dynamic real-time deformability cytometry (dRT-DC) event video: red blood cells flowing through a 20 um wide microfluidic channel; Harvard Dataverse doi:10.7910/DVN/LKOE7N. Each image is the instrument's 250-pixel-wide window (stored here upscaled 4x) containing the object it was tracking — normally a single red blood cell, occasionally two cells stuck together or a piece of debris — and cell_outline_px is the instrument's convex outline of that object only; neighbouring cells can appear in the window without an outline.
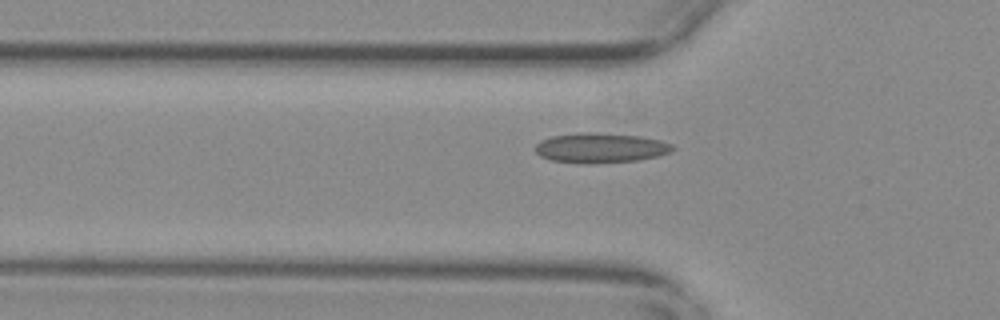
{"species": "common noctule bat (a hibernating species)", "species_latin": "Nyctalus noctula", "temperature_condition": "warm", "stored_images_in_passage": 37, "camera_frame_rate_fps": 3000, "um_per_image_px": 0.085, "animal": {"sex": "female", "body_mass_g": 29.2, "forearm_length_mm": 56.3}, "frame": {"image": 1, "passage_image": 6, "time_ms": 1.667, "image_size_px": [1000, 320], "cell_outline_px": [[676, 148], [668, 152], [656, 156], [636, 160], [592, 164], [580, 164], [552, 160], [540, 156], [536, 152], [536, 144], [540, 140], [552, 136], [580, 132], [592, 132], [640, 136], [660, 140], [672, 144]], "centroid_in_image_um": [51.01, 12.57], "position_along_channel_um": 74.8, "area_um2": 23.93}}
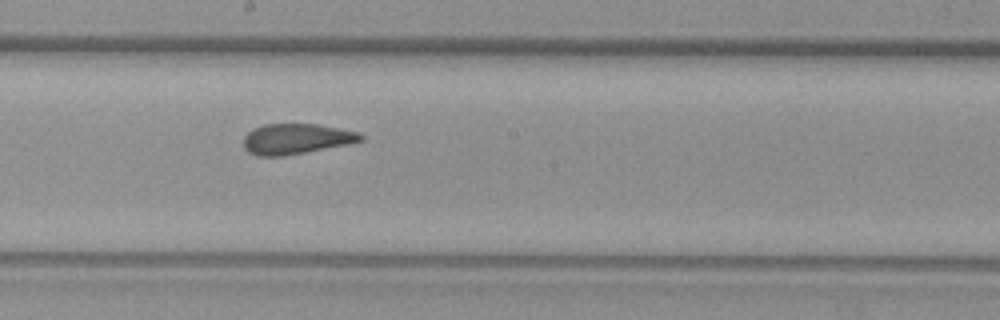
{"frame": {"image": 2, "passage_image": 18, "time_ms": 5.667, "image_size_px": [1000, 320], "cell_outline_px": [[364, 140], [348, 144], [284, 156], [256, 156], [248, 152], [244, 148], [244, 136], [252, 128], [264, 124], [316, 124], [360, 132], [364, 136]], "centroid_in_image_um": [25.16, 11.8], "position_along_channel_um": 223.0, "area_um2": 20.87}}
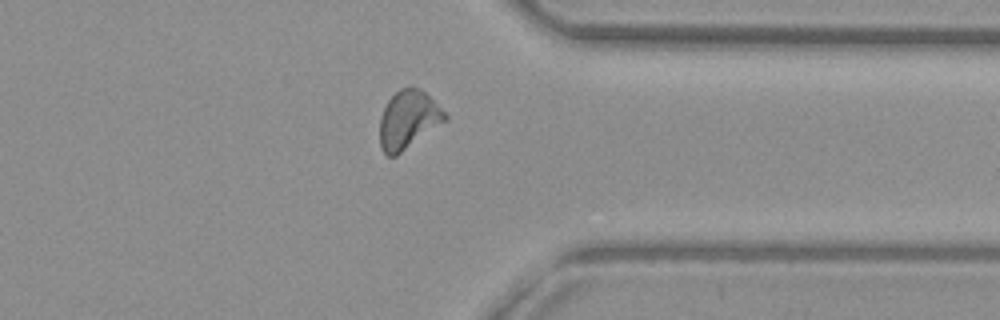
{"frame": {"image": 3, "passage_image": 31, "time_ms": 10.0, "image_size_px": [1000, 320], "cell_outline_px": [[448, 120], [396, 156], [388, 156], [384, 152], [380, 144], [380, 116], [388, 100], [400, 88], [420, 88], [448, 116]], "centroid_in_image_um": [34.7, 10.2], "position_along_channel_um": 376.7, "area_um2": 21.85}}